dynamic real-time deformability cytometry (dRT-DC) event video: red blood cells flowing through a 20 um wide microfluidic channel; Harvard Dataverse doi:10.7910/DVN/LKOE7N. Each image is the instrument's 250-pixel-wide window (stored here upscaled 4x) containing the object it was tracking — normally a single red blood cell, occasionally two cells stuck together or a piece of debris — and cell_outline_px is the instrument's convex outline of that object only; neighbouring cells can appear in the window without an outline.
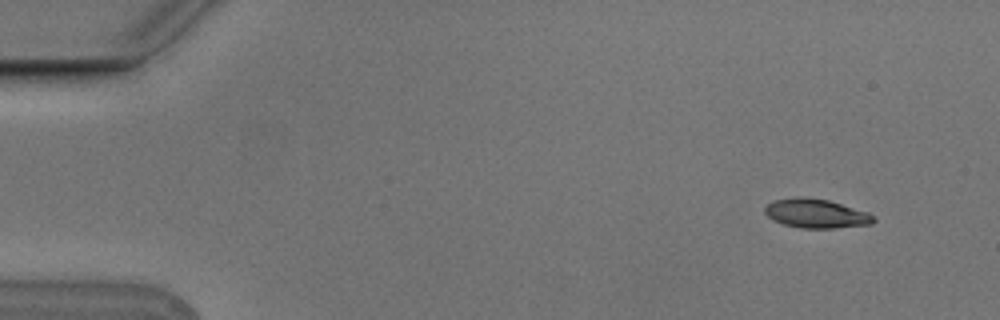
{"species": "Egyptian fruit bat (a non-hibernating species)", "species_latin": "Rousettus aegyptiacus", "temperature_condition": "cold", "stored_images_in_passage": 5, "camera_frame_rate_fps": 3000, "um_per_image_px": 0.085, "animal": {"sex": "male"}, "frame": {"image": 1, "passage_image": 1, "time_ms": 0.0, "image_size_px": [1000, 320], "cell_outline_px": [[876, 220], [872, 224], [832, 228], [800, 228], [784, 224], [772, 220], [764, 212], [764, 208], [768, 204], [776, 200], [796, 196], [800, 196], [828, 200], [868, 212], [876, 216]], "centroid_in_image_um": [69.38, 18.15], "position_along_channel_um": 15.6, "area_um2": 18.44}}
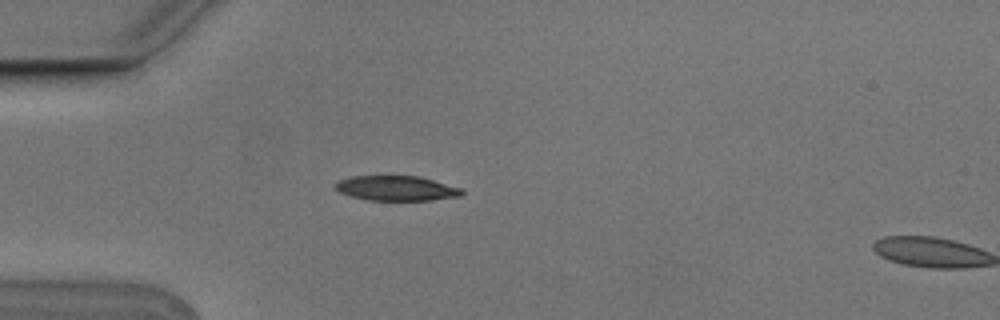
{"frame": {"image": 2, "passage_image": 4, "time_ms": 1.0, "image_size_px": [1000, 320], "cell_outline_px": [[464, 192], [460, 196], [432, 200], [368, 200], [352, 196], [340, 192], [332, 184], [340, 180], [352, 176], [420, 176], [464, 188]], "centroid_in_image_um": [33.74, 15.99], "position_along_channel_um": 51.3, "area_um2": 18.44}}